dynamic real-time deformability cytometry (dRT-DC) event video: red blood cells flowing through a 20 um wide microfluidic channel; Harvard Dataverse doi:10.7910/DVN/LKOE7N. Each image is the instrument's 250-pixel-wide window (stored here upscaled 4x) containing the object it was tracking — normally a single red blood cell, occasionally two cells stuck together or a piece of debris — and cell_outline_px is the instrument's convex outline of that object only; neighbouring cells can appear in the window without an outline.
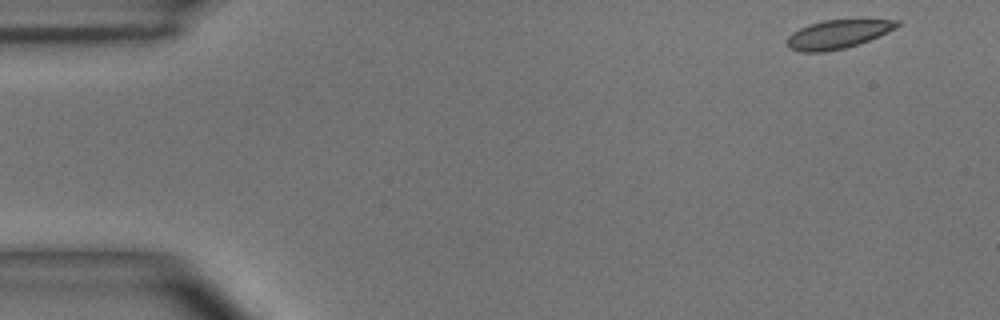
{"species": "common noctule bat (a hibernating species)", "species_latin": "Nyctalus noctula", "temperature_condition": "room temperature", "stored_images_in_passage": 48, "camera_frame_rate_fps": 3000, "um_per_image_px": 0.085, "animal": {"sex": "male", "body_mass_g": 15.6}, "frame": {"image": 1, "passage_image": 1, "time_ms": 0.0, "image_size_px": [1000, 320], "cell_outline_px": [[900, 24], [896, 28], [860, 44], [844, 48], [824, 52], [800, 52], [788, 48], [788, 36], [792, 32], [808, 24], [824, 20], [860, 16], [900, 20]], "centroid_in_image_um": [71.3, 2.84], "position_along_channel_um": 13.7, "area_um2": 19.36}}
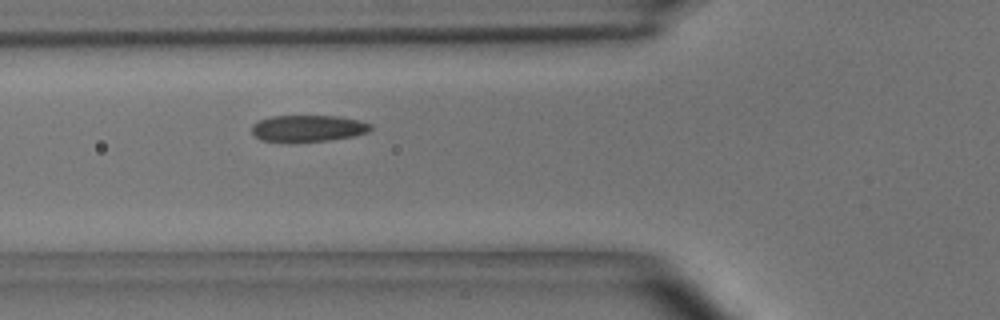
{"frame": {"image": 2, "passage_image": 16, "time_ms": 5.0, "image_size_px": [1000, 320], "cell_outline_px": [[372, 128], [368, 132], [356, 136], [332, 140], [296, 144], [260, 140], [252, 132], [252, 124], [260, 120], [272, 116], [336, 116], [360, 120], [372, 124]], "centroid_in_image_um": [26.19, 10.95], "position_along_channel_um": 99.6, "area_um2": 19.07}}
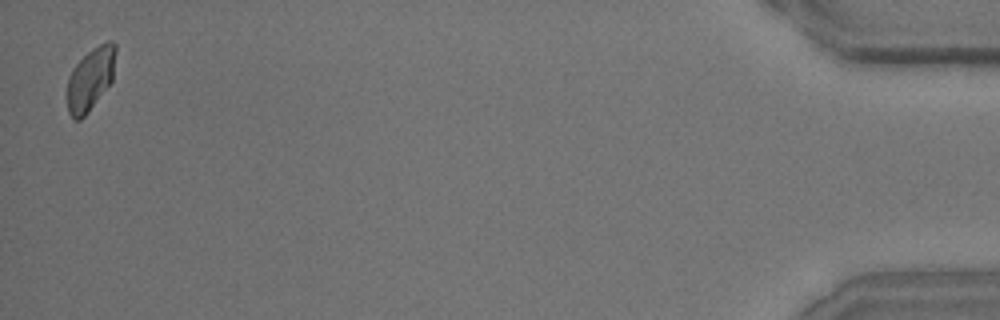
{"frame": {"image": 3, "passage_image": 48, "time_ms": 15.667, "image_size_px": [1000, 320], "cell_outline_px": [[116, 52], [112, 80], [84, 116], [80, 120], [76, 120], [68, 112], [68, 76], [72, 68], [92, 48], [108, 40], [112, 40], [116, 44]], "centroid_in_image_um": [7.7, 6.66], "position_along_channel_um": 427.5, "area_um2": 17.4}, "authors_computed_cell_mechanics": {"area_um2": 18.7272, "velocity_mm_per_s": 3.9012, "shape_relaxation_time_tau1_ms": 3.5764, "shape_relaxation_time_tau2_ms": 1.2245, "deformation_change_tau1": 0.0861, "deformation_change_tau2": 0.051}}